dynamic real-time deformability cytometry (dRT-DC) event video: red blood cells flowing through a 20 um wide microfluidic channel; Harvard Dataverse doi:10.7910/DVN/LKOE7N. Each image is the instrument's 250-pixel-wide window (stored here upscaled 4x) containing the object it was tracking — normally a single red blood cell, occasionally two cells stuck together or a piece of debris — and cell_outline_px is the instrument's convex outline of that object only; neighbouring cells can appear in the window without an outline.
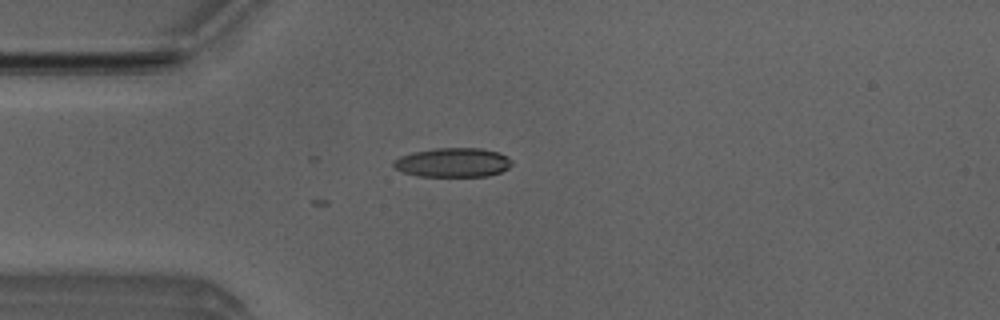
{"species": "Egyptian fruit bat (a non-hibernating species)", "species_latin": "Rousettus aegyptiacus", "temperature_condition": "room temperature", "stored_images_in_passage": 14, "camera_frame_rate_fps": 3000, "um_per_image_px": 0.085, "animal": {"sex": "male"}, "frame": {"image": 1, "passage_image": 14, "time_ms": 4.333, "image_size_px": [1000, 320], "cell_outline_px": [[512, 164], [508, 168], [500, 172], [488, 176], [416, 176], [404, 172], [396, 168], [392, 164], [392, 160], [400, 156], [412, 152], [432, 148], [480, 148], [496, 152], [508, 156], [512, 160]], "centroid_in_image_um": [38.48, 13.81], "position_along_channel_um": 46.5, "area_um2": 20.23}}